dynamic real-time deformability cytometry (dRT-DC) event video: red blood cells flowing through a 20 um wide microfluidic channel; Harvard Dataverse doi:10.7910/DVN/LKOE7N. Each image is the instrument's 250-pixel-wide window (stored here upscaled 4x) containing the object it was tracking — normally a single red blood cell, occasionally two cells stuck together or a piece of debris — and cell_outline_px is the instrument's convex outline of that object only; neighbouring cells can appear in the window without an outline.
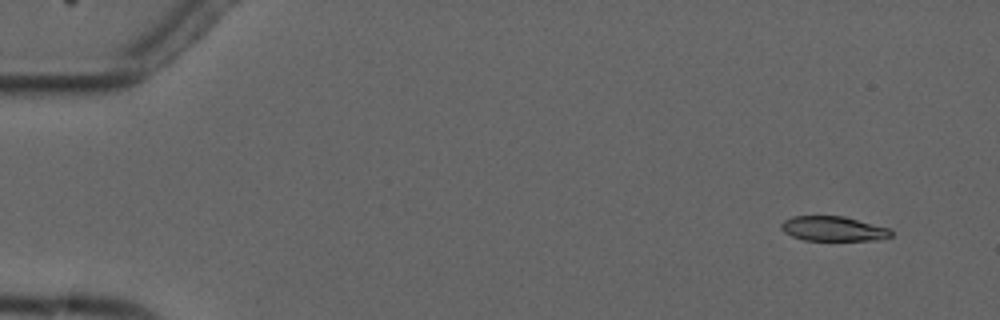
{"species": "common noctule bat (a hibernating species)", "species_latin": "Nyctalus noctula", "temperature_condition": "cold", "stored_images_in_passage": 4, "camera_frame_rate_fps": 3000, "um_per_image_px": 0.085, "animal": {"sex": "male", "forearm_length_mm": 52.5}, "frame": {"image": 1, "passage_image": 1, "time_ms": 0.0, "image_size_px": [1000, 320], "cell_outline_px": [[892, 236], [872, 240], [804, 240], [792, 236], [784, 232], [780, 228], [780, 224], [784, 220], [792, 216], [844, 216], [888, 228], [892, 232]], "centroid_in_image_um": [70.77, 19.43], "position_along_channel_um": 14.2, "area_um2": 15.72}}